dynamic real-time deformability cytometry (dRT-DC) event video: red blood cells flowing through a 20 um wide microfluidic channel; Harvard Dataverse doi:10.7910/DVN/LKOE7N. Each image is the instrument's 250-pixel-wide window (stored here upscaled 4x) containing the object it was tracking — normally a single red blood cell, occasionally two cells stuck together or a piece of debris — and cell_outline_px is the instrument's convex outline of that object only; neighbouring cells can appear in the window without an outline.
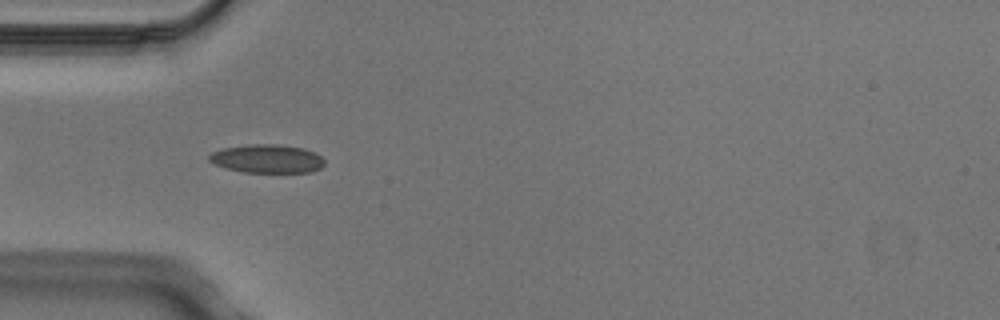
{"species": "Egyptian fruit bat (a non-hibernating species)", "species_latin": "Rousettus aegyptiacus", "temperature_condition": "cold", "stored_images_in_passage": 6, "camera_frame_rate_fps": 3000, "um_per_image_px": 0.085, "animal": {"sex": "male"}, "frame": {"image": 1, "passage_image": 5, "time_ms": 1.333, "image_size_px": [1000, 320], "cell_outline_px": [[324, 164], [320, 168], [312, 172], [244, 172], [224, 168], [208, 160], [208, 156], [212, 152], [224, 148], [248, 144], [276, 144], [304, 148], [316, 152], [324, 160]], "centroid_in_image_um": [22.71, 13.49], "position_along_channel_um": 62.3, "area_um2": 19.19}}
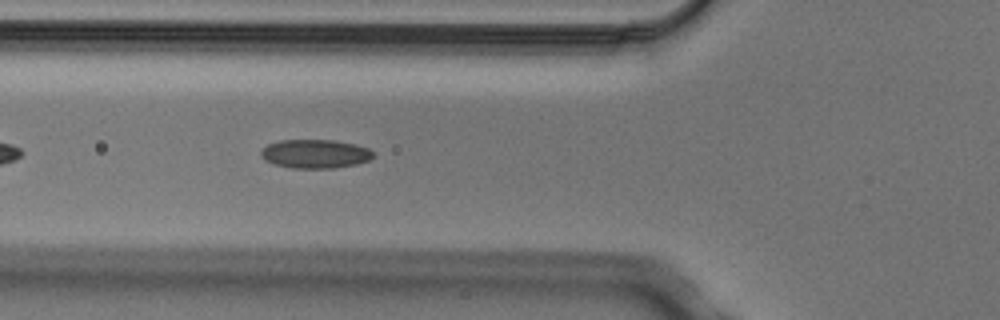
{"frame": {"image": 2, "passage_image": 6, "time_ms": 1.667, "image_size_px": [1000, 320], "cell_outline_px": [[372, 156], [368, 160], [356, 164], [332, 168], [292, 168], [272, 164], [264, 160], [260, 156], [260, 152], [268, 144], [280, 140], [336, 140], [356, 144], [368, 148], [372, 152]], "centroid_in_image_um": [26.75, 13.07], "position_along_channel_um": 99.1, "area_um2": 18.84}}